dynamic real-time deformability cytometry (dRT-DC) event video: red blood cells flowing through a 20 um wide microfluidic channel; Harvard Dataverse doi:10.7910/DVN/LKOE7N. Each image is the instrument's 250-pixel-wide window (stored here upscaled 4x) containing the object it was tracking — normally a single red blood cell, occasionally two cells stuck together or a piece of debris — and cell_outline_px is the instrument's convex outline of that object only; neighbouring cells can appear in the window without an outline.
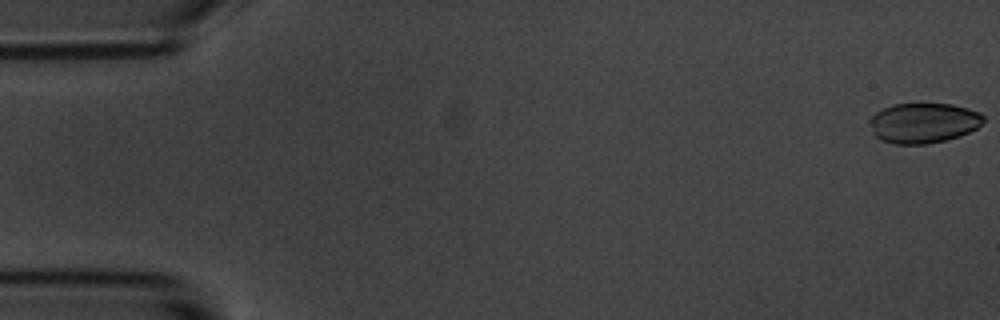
{"species": "common noctule bat (a hibernating species)", "species_latin": "Nyctalus noctula", "temperature_condition": "room temperature", "stored_images_in_passage": 53, "camera_frame_rate_fps": 3000, "um_per_image_px": 0.085, "animal": {"sex": "male", "body_mass_g": 20.1, "forearm_length_mm": 53.5}, "frame": {"image": 1, "passage_image": 1, "time_ms": 0.0, "image_size_px": [1000, 320], "cell_outline_px": [[984, 120], [976, 128], [968, 132], [944, 140], [928, 144], [896, 144], [880, 140], [872, 132], [872, 116], [876, 112], [892, 104], [952, 104], [968, 108], [980, 112], [984, 116]], "centroid_in_image_um": [78.5, 10.44], "position_along_channel_um": 6.5, "area_um2": 26.3}}
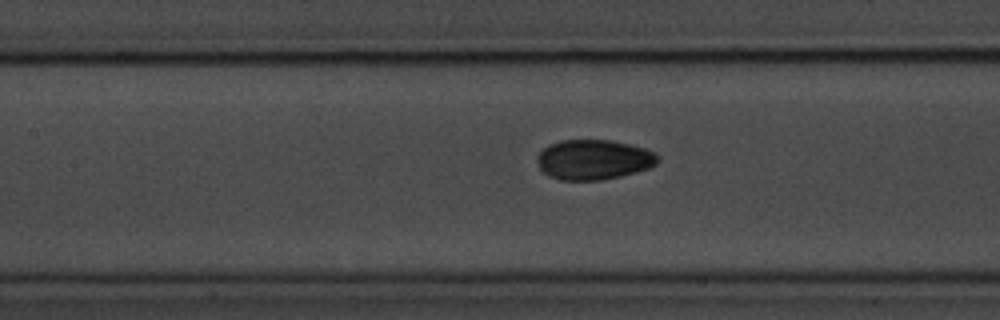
{"frame": {"image": 2, "passage_image": 25, "time_ms": 8.0, "image_size_px": [1000, 320], "cell_outline_px": [[660, 156], [656, 164], [648, 168], [636, 172], [620, 176], [600, 180], [560, 180], [548, 176], [540, 168], [536, 160], [536, 156], [548, 144], [560, 140], [612, 140], [632, 144], [656, 152]], "centroid_in_image_um": [50.46, 13.56], "position_along_channel_um": 156.9, "area_um2": 28.38}}
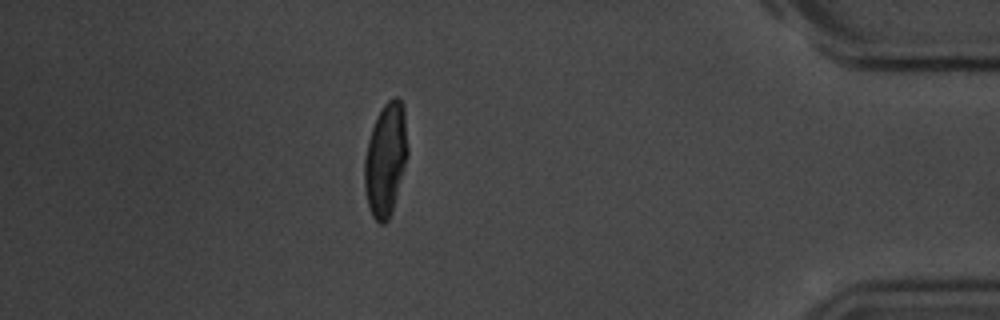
{"frame": {"image": 3, "passage_image": 49, "time_ms": 16.0, "image_size_px": [1000, 320], "cell_outline_px": [[408, 156], [392, 212], [388, 220], [384, 224], [380, 224], [372, 216], [368, 208], [364, 188], [364, 156], [368, 140], [376, 116], [384, 104], [388, 100], [396, 96], [400, 100], [404, 108], [408, 148]], "centroid_in_image_um": [32.77, 13.57], "position_along_channel_um": 402.4, "area_um2": 28.78}}